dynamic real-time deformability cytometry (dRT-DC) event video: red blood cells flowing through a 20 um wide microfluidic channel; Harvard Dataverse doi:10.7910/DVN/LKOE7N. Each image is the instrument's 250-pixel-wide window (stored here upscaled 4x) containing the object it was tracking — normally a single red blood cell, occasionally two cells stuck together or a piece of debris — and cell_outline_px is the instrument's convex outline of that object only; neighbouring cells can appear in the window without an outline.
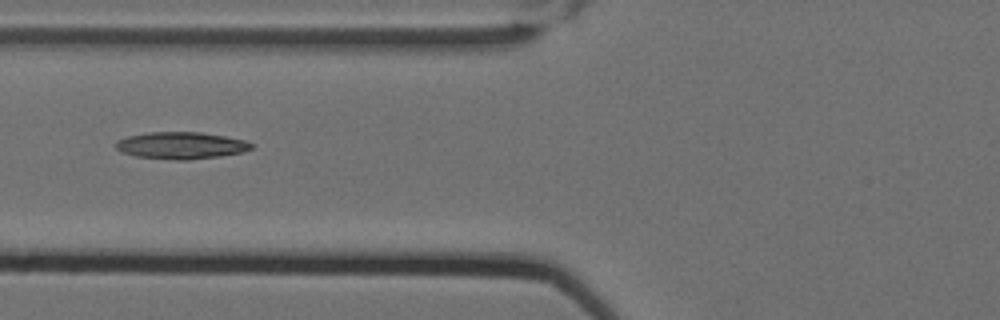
{"species": "Egyptian fruit bat (a non-hibernating species)", "species_latin": "Rousettus aegyptiacus", "temperature_condition": "cold", "stored_images_in_passage": 10, "camera_frame_rate_fps": 3000, "um_per_image_px": 0.085, "animal": {"sex": "female"}, "frame": {"image": 1, "passage_image": 5, "time_ms": 1.333, "image_size_px": [1000, 320], "cell_outline_px": [[252, 148], [244, 152], [220, 156], [188, 160], [176, 160], [136, 156], [120, 152], [112, 144], [116, 140], [128, 136], [148, 132], [200, 132], [224, 136], [244, 140], [252, 144]], "centroid_in_image_um": [15.34, 12.36], "position_along_channel_um": 110.5, "area_um2": 21.39}}
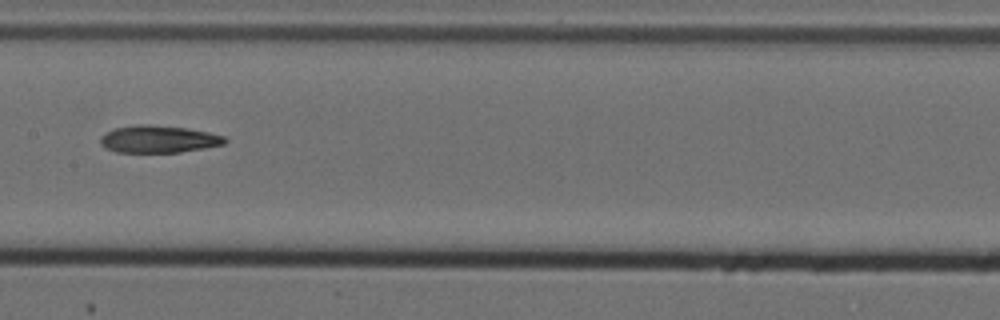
{"frame": {"image": 2, "passage_image": 7, "time_ms": 2.0, "image_size_px": [1000, 320], "cell_outline_px": [[228, 140], [224, 144], [204, 148], [180, 152], [116, 152], [104, 148], [100, 144], [100, 136], [116, 128], [136, 124], [148, 124], [188, 128], [208, 132], [224, 136]], "centroid_in_image_um": [13.47, 11.82], "position_along_channel_um": 193.9, "area_um2": 19.83}}
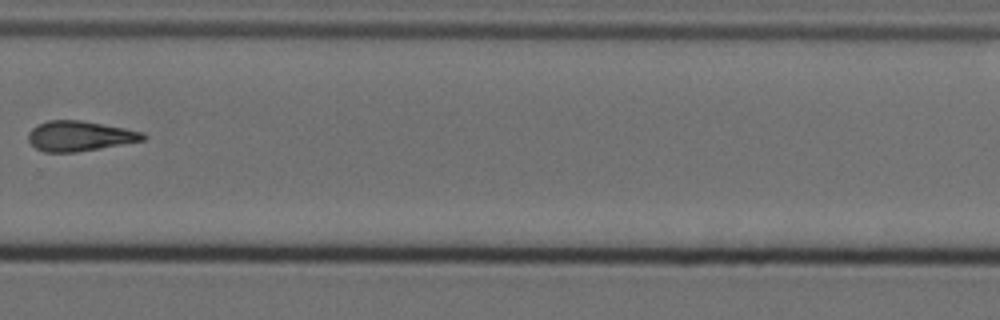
{"frame": {"image": 3, "passage_image": 10, "time_ms": 3.0, "image_size_px": [1000, 320], "cell_outline_px": [[148, 136], [144, 140], [100, 148], [76, 152], [44, 152], [36, 148], [28, 140], [28, 132], [36, 124], [48, 120], [84, 120], [144, 132]], "centroid_in_image_um": [6.76, 11.55], "position_along_channel_um": 323.0, "area_um2": 20.23}}